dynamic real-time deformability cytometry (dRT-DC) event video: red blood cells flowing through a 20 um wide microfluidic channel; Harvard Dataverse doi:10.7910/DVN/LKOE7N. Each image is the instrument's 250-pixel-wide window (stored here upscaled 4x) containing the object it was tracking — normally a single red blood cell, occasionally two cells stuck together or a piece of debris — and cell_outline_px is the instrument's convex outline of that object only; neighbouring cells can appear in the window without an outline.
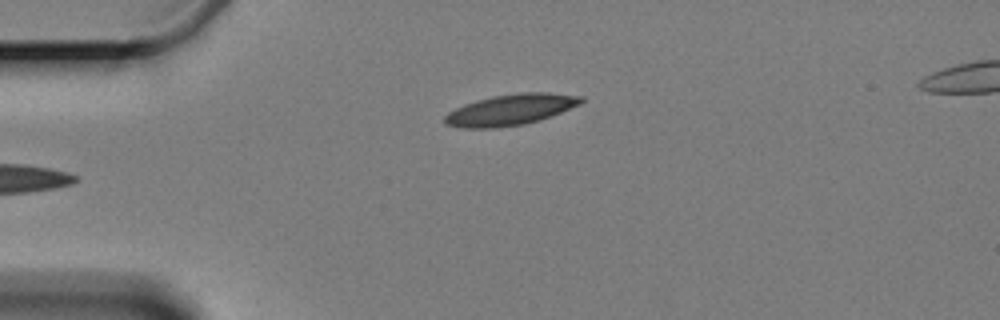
{"species": "Egyptian fruit bat (a non-hibernating species)", "species_latin": "Rousettus aegyptiacus", "temperature_condition": "cold", "stored_images_in_passage": 4, "camera_frame_rate_fps": 3000, "um_per_image_px": 0.085, "animal": {"sex": "female"}, "frame": {"image": 1, "passage_image": 4, "time_ms": 6.333, "image_size_px": [1000, 320], "cell_outline_px": [[584, 100], [580, 104], [540, 120], [524, 124], [496, 128], [464, 128], [444, 124], [444, 116], [448, 112], [464, 104], [476, 100], [492, 96], [520, 92], [548, 92], [584, 96]], "centroid_in_image_um": [43.39, 9.32], "position_along_channel_um": 41.6, "area_um2": 24.68}}